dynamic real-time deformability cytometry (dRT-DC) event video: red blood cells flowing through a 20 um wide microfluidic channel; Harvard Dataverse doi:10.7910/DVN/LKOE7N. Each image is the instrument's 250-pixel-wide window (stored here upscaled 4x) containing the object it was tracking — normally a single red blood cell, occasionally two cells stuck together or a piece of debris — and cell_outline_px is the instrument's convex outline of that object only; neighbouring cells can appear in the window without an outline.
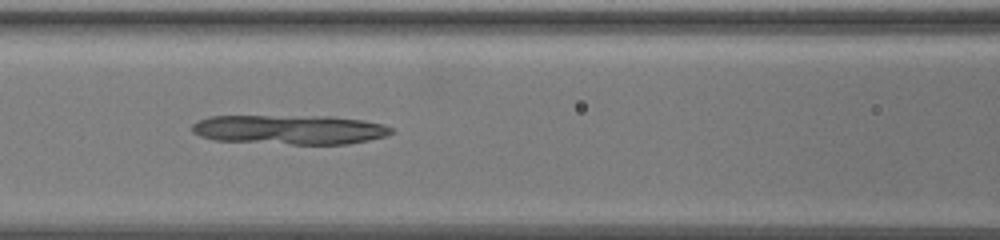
{"species": "common noctule bat (a hibernating species)", "species_latin": "Nyctalus noctula", "temperature_condition": "warm", "stored_images_in_passage": 63, "camera_frame_rate_fps": 3000, "um_per_image_px": 0.085, "animal": {"sex": "female", "body_mass_g": 19.5, "forearm_length_mm": 54.1}, "frame": {"image": 1, "passage_image": 30, "time_ms": 9.667, "image_size_px": [1000, 240], "cell_outline_px": [[392, 132], [384, 136], [368, 140], [348, 144], [292, 144], [216, 140], [200, 136], [192, 132], [192, 124], [196, 120], [208, 116], [332, 116], [364, 120], [384, 124], [392, 128]], "centroid_in_image_um": [24.6, 11.0], "position_along_channel_um": 142.0, "area_um2": 34.28}}
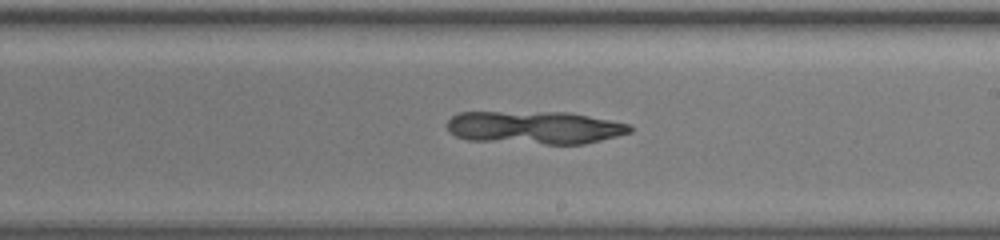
{"frame": {"image": 2, "passage_image": 39, "time_ms": 12.667, "image_size_px": [1000, 240], "cell_outline_px": [[632, 132], [584, 144], [544, 144], [468, 140], [456, 136], [448, 132], [444, 124], [452, 116], [460, 112], [568, 112], [632, 124]], "centroid_in_image_um": [45.42, 10.84], "position_along_channel_um": 243.6, "area_um2": 35.37}}
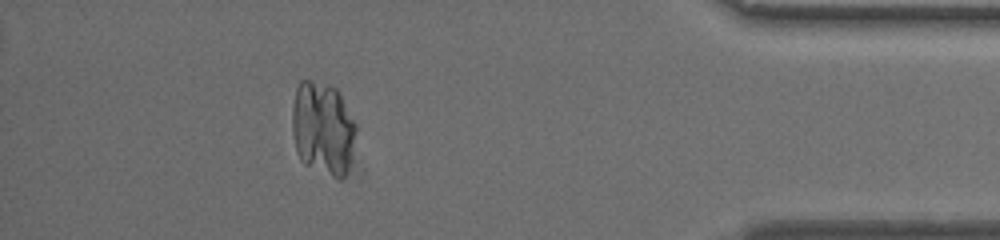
{"frame": {"image": 3, "passage_image": 57, "time_ms": 18.667, "image_size_px": [1000, 240], "cell_outline_px": [[356, 132], [348, 168], [344, 176], [340, 180], [304, 164], [300, 160], [296, 148], [292, 132], [292, 108], [296, 88], [300, 80], [312, 80], [328, 84], [336, 88], [356, 124]], "centroid_in_image_um": [27.42, 10.9], "position_along_channel_um": 407.8, "area_um2": 34.74}}